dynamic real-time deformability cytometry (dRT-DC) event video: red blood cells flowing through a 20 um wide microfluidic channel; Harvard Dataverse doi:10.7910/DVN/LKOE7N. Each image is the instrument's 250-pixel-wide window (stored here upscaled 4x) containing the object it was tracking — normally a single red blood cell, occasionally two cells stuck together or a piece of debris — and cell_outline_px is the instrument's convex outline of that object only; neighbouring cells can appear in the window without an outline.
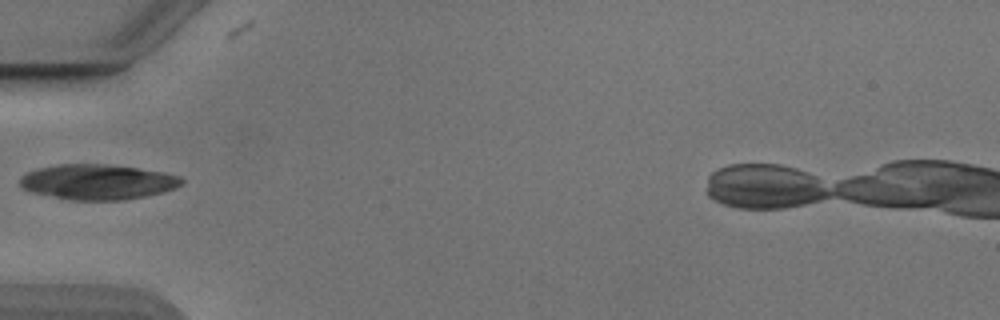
{"species": "Egyptian fruit bat (a non-hibernating species)", "species_latin": "Rousettus aegyptiacus", "temperature_condition": "cold", "stored_images_in_passage": 9, "camera_frame_rate_fps": 3000, "um_per_image_px": 0.085, "animal": {"sex": "male"}, "frame": {"image": 1, "passage_image": 1, "time_ms": 0.0, "image_size_px": [1000, 320], "cell_outline_px": [[184, 184], [176, 188], [164, 192], [124, 200], [68, 200], [28, 192], [20, 184], [20, 176], [36, 168], [56, 164], [108, 164], [164, 172], [180, 176], [184, 180]], "centroid_in_image_um": [8.29, 15.46], "position_along_channel_um": 76.7, "area_um2": 33.58}}
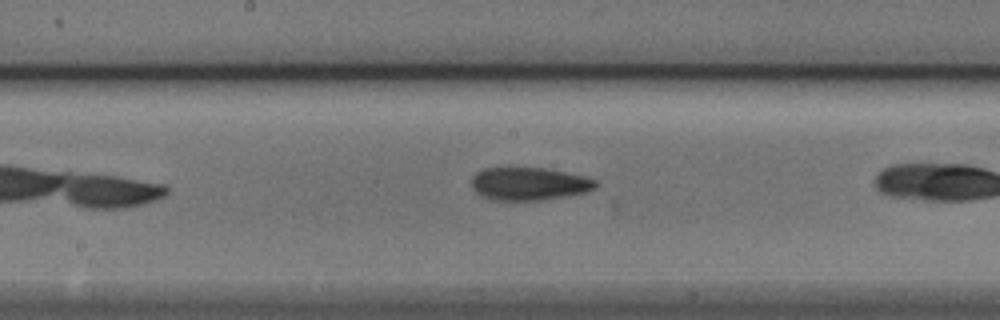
{"frame": {"image": 2, "passage_image": 8, "time_ms": 2.333, "image_size_px": [1000, 320], "cell_outline_px": [[600, 184], [596, 188], [588, 192], [544, 200], [496, 200], [484, 196], [476, 192], [472, 188], [472, 176], [476, 172], [484, 168], [504, 164], [508, 164], [544, 168], [584, 176], [596, 180]], "centroid_in_image_um": [44.95, 15.57], "position_along_channel_um": 203.2, "area_um2": 24.74}}